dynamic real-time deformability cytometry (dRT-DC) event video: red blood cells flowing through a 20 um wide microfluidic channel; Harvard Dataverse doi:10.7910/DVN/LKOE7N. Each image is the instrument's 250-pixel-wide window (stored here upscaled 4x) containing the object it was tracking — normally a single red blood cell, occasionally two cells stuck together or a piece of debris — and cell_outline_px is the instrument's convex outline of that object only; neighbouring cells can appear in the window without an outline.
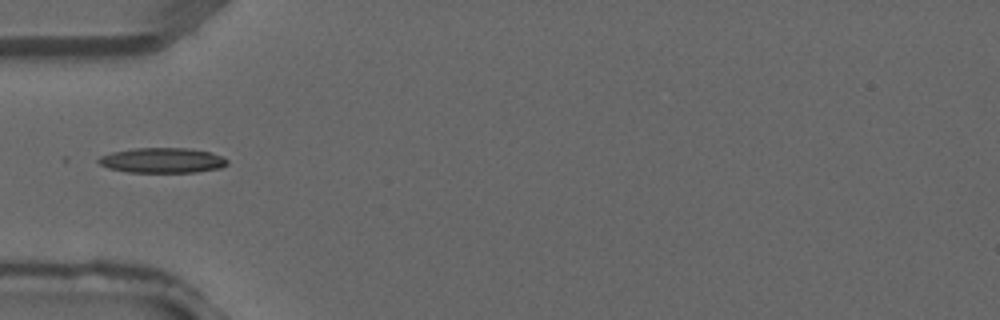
{"species": "common noctule bat (a hibernating species)", "species_latin": "Nyctalus noctula", "temperature_condition": "warm", "stored_images_in_passage": 3, "camera_frame_rate_fps": 3000, "um_per_image_px": 0.085, "animal": {"sex": "male", "forearm_length_mm": 52.5}, "frame": {"image": 1, "passage_image": 3, "time_ms": 0.667, "image_size_px": [1000, 320], "cell_outline_px": [[228, 164], [220, 168], [196, 172], [128, 172], [108, 168], [100, 164], [96, 160], [100, 156], [112, 152], [132, 148], [188, 148], [208, 152], [224, 156], [228, 160]], "centroid_in_image_um": [13.8, 13.63], "position_along_channel_um": 71.2, "area_um2": 18.9}}